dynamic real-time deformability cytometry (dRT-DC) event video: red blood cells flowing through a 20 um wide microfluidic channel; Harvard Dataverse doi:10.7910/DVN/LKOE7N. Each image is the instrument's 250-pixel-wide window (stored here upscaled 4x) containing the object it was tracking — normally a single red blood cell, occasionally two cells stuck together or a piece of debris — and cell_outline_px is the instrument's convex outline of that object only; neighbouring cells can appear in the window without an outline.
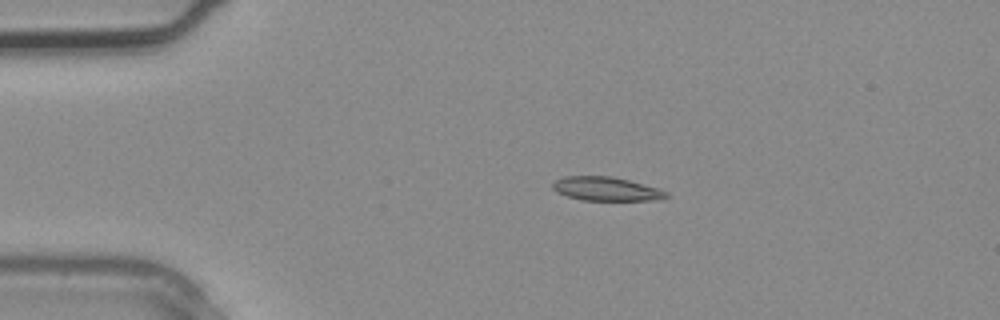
{"species": "common noctule bat (a hibernating species)", "species_latin": "Nyctalus noctula", "temperature_condition": "warm", "stored_images_in_passage": 3, "camera_frame_rate_fps": 3000, "um_per_image_px": 0.085, "animal": {"sex": "male", "body_mass_g": 20.4}, "frame": {"image": 1, "passage_image": 2, "time_ms": 0.333, "image_size_px": [1000, 320], "cell_outline_px": [[668, 196], [664, 200], [584, 200], [568, 196], [556, 192], [552, 188], [552, 184], [556, 180], [564, 176], [612, 176], [660, 188], [668, 192]], "centroid_in_image_um": [51.57, 16.05], "position_along_channel_um": 33.4, "area_um2": 15.84}}